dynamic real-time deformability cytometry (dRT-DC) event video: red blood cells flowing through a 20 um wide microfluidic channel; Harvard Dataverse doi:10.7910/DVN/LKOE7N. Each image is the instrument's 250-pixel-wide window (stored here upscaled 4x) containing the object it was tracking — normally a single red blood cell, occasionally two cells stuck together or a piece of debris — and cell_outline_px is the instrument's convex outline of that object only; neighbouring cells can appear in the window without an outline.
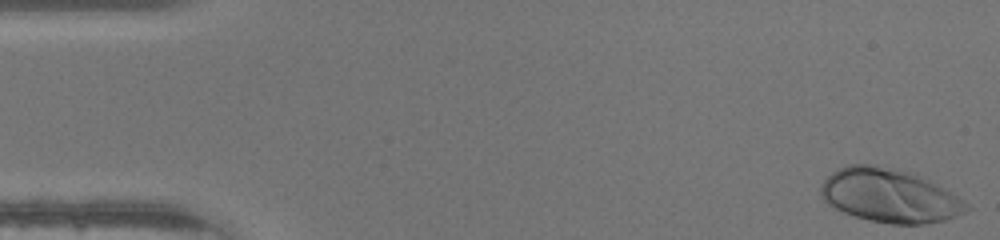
{"species": "human", "species_latin": "Homo sapiens", "temperature_condition": "warm", "stored_images_in_passage": 30, "camera_frame_rate_fps": 3000, "um_per_image_px": 0.085, "donor": {"sex": "male"}, "frame": {"image": 1, "passage_image": 1, "time_ms": 0.0, "image_size_px": [1000, 240], "cell_outline_px": [[972, 208], [956, 216], [944, 220], [924, 224], [892, 224], [872, 220], [856, 216], [844, 212], [828, 204], [820, 196], [820, 188], [824, 180], [832, 172], [848, 164], [868, 164], [916, 172], [956, 196], [968, 204]], "centroid_in_image_um": [75.61, 16.61], "position_along_channel_um": 9.4, "area_um2": 45.37}}
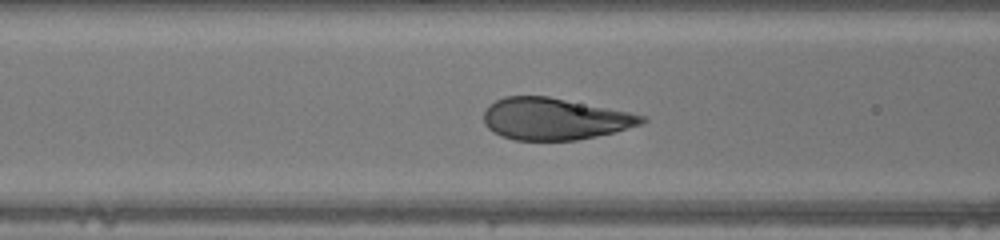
{"frame": {"image": 2, "passage_image": 18, "time_ms": 5.667, "image_size_px": [1000, 240], "cell_outline_px": [[648, 120], [640, 124], [612, 132], [596, 136], [576, 140], [512, 140], [500, 136], [488, 128], [484, 124], [484, 112], [488, 104], [504, 96], [548, 96], [648, 116]], "centroid_in_image_um": [47.09, 10.1], "position_along_channel_um": 119.5, "area_um2": 38.38}}
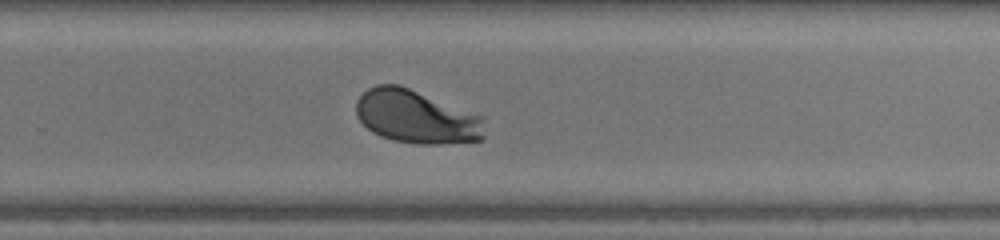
{"frame": {"image": 3, "passage_image": 30, "time_ms": 9.667, "image_size_px": [1000, 240], "cell_outline_px": [[484, 140], [440, 144], [416, 144], [392, 140], [380, 136], [372, 132], [356, 116], [356, 100], [368, 88], [376, 84], [396, 84], [408, 88], [484, 116]], "centroid_in_image_um": [35.4, 9.94], "position_along_channel_um": 294.4, "area_um2": 40.06}}